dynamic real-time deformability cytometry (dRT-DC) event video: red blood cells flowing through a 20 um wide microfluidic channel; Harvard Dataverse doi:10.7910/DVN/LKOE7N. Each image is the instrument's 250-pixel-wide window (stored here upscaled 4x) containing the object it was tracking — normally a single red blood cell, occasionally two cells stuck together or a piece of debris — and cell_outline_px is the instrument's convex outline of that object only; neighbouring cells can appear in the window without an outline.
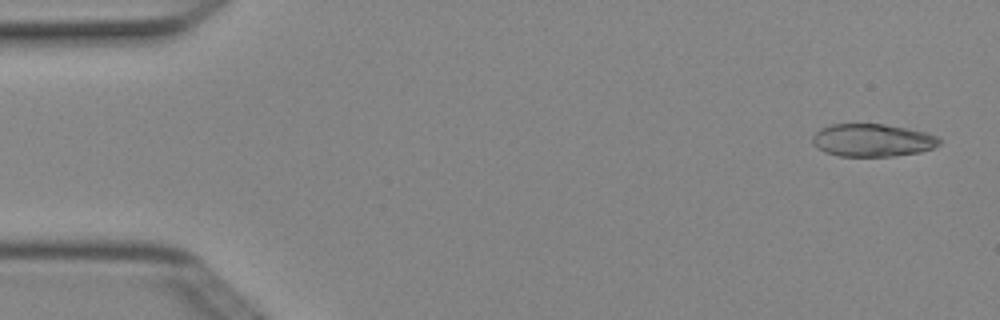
{"species": "Egyptian fruit bat (a non-hibernating species)", "species_latin": "Rousettus aegyptiacus", "temperature_condition": "cold", "stored_images_in_passage": 3, "camera_frame_rate_fps": 3000, "um_per_image_px": 0.085, "animal": {"sex": "female"}, "frame": {"image": 1, "passage_image": 1, "time_ms": 0.0, "image_size_px": [1000, 320], "cell_outline_px": [[940, 144], [932, 148], [920, 152], [892, 156], [840, 156], [824, 152], [816, 148], [812, 144], [812, 136], [820, 128], [832, 124], [884, 124], [924, 132], [936, 136], [940, 140]], "centroid_in_image_um": [74.1, 11.92], "position_along_channel_um": 10.9, "area_um2": 24.16}}
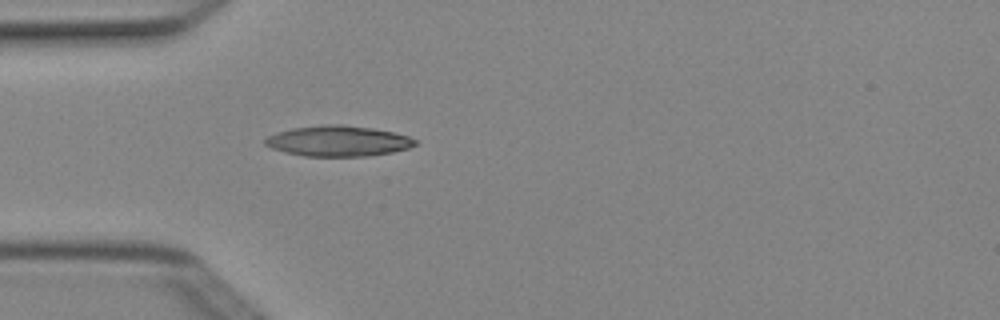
{"frame": {"image": 2, "passage_image": 3, "time_ms": 0.667, "image_size_px": [1000, 320], "cell_outline_px": [[416, 144], [408, 148], [392, 152], [368, 156], [304, 156], [284, 152], [272, 148], [264, 144], [264, 140], [268, 136], [276, 132], [292, 128], [324, 124], [340, 124], [372, 128], [392, 132], [408, 136], [416, 140]], "centroid_in_image_um": [28.71, 11.98], "position_along_channel_um": 56.3, "area_um2": 26.7}}